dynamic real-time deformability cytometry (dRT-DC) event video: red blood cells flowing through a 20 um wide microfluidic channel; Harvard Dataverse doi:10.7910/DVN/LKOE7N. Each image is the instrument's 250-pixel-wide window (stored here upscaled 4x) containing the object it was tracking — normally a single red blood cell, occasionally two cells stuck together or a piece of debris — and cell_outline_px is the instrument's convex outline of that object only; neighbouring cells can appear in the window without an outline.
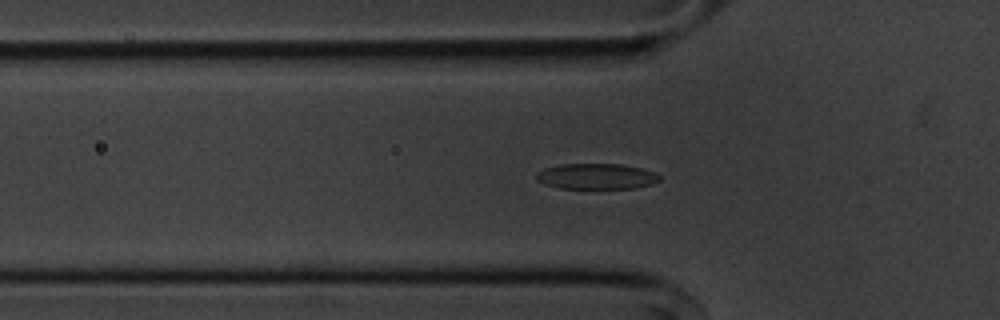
{"species": "common noctule bat (a hibernating species)", "species_latin": "Nyctalus noctula", "temperature_condition": "cold", "stored_images_in_passage": 56, "camera_frame_rate_fps": 3000, "um_per_image_px": 0.085, "animal": {"sex": "male", "body_mass_g": 20.1, "forearm_length_mm": 53.5}, "frame": {"image": 1, "passage_image": 18, "time_ms": 5.667, "image_size_px": [1000, 320], "cell_outline_px": [[660, 180], [652, 184], [636, 188], [560, 188], [544, 184], [536, 180], [536, 172], [544, 168], [560, 164], [620, 164], [640, 168], [656, 172], [660, 176]], "centroid_in_image_um": [50.69, 14.99], "position_along_channel_um": 75.1, "area_um2": 18.5}}
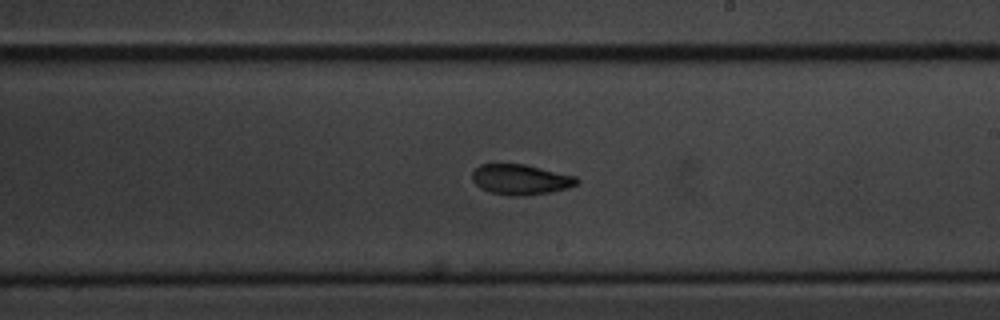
{"frame": {"image": 2, "passage_image": 32, "time_ms": 10.333, "image_size_px": [1000, 320], "cell_outline_px": [[580, 180], [576, 184], [568, 188], [552, 192], [520, 196], [508, 196], [488, 192], [480, 188], [472, 180], [472, 172], [480, 164], [524, 164], [576, 176]], "centroid_in_image_um": [44.24, 15.27], "position_along_channel_um": 244.8, "area_um2": 18.61}}
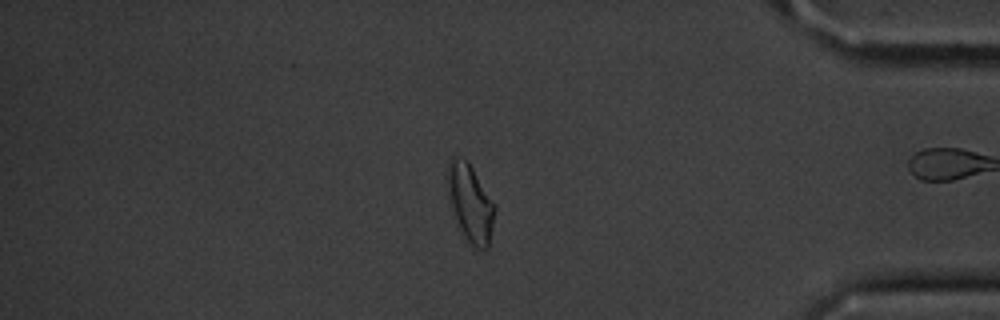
{"frame": {"image": 3, "passage_image": 47, "time_ms": 15.333, "image_size_px": [1000, 320], "cell_outline_px": [[496, 208], [488, 248], [476, 248], [456, 228], [448, 204], [448, 164], [452, 156], [460, 156], [468, 160], [496, 204]], "centroid_in_image_um": [39.95, 17.24], "position_along_channel_um": 395.2, "area_um2": 21.96}, "authors_computed_cell_mechanics": {"area_um2": 19.1896, "velocity_mm_per_s": 3.6175, "shape_relaxation_time_tau1_ms": 2.7084, "shape_relaxation_time_tau2_ms": 2.6791, "deformation_change_tau1": 0.114, "deformation_change_tau2": 0.0793}}